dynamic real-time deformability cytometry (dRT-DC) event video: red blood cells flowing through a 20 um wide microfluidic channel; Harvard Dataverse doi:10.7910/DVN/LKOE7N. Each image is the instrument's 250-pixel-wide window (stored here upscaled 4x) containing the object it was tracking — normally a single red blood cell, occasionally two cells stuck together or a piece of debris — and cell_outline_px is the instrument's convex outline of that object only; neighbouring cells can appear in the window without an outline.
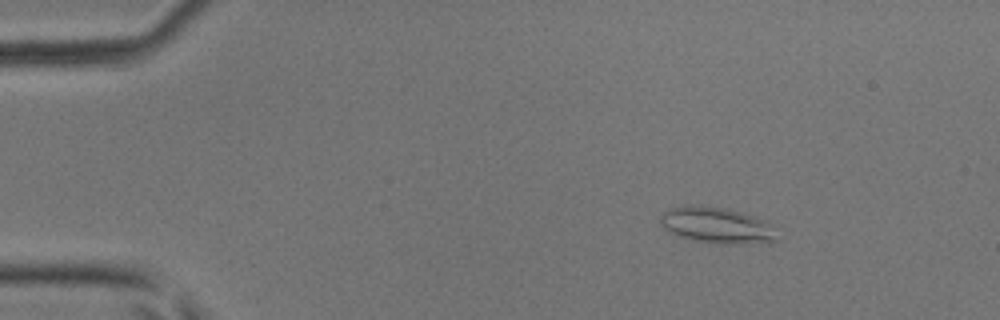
{"species": "common noctule bat (a hibernating species)", "species_latin": "Nyctalus noctula", "temperature_condition": "room temperature", "stored_images_in_passage": 49, "camera_frame_rate_fps": 3000, "um_per_image_px": 0.085, "animal": {"sex": "male", "body_mass_g": 17.9, "forearm_length_mm": 54.2}, "frame": {"image": 1, "passage_image": 8, "time_ms": 2.333, "image_size_px": [1000, 320], "cell_outline_px": [[776, 240], [732, 244], [720, 244], [696, 240], [680, 236], [664, 228], [660, 224], [660, 216], [664, 212], [672, 208], [728, 208], [744, 212], [768, 220]], "centroid_in_image_um": [60.95, 19.16], "position_along_channel_um": 24.0, "area_um2": 23.41}}
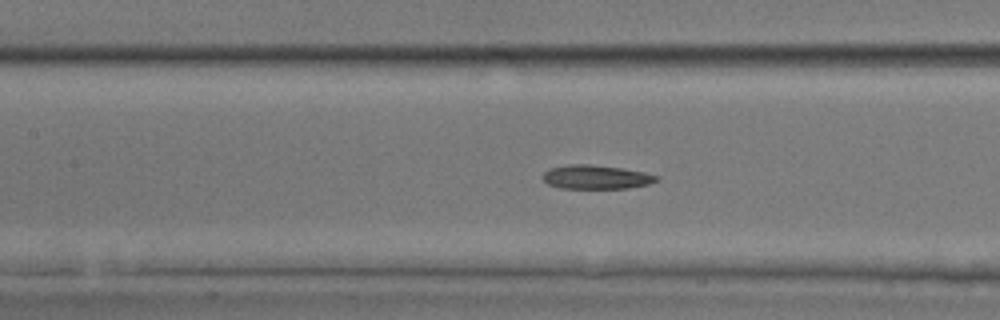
{"frame": {"image": 2, "passage_image": 23, "time_ms": 7.333, "image_size_px": [1000, 320], "cell_outline_px": [[660, 180], [648, 184], [628, 188], [560, 188], [548, 184], [540, 176], [544, 172], [552, 168], [568, 164], [588, 164], [620, 168], [644, 172], [660, 176]], "centroid_in_image_um": [50.67, 15.05], "position_along_channel_um": 156.7, "area_um2": 15.84}}
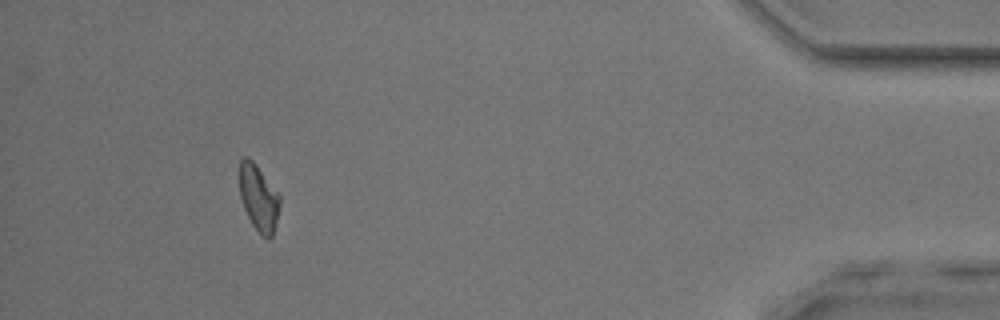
{"frame": {"image": 3, "passage_image": 45, "time_ms": 14.667, "image_size_px": [1000, 320], "cell_outline_px": [[280, 204], [272, 236], [268, 240], [260, 236], [252, 224], [244, 208], [240, 196], [240, 160], [244, 156], [248, 156], [252, 160], [280, 196]], "centroid_in_image_um": [21.97, 16.85], "position_along_channel_um": 413.2, "area_um2": 15.32}}